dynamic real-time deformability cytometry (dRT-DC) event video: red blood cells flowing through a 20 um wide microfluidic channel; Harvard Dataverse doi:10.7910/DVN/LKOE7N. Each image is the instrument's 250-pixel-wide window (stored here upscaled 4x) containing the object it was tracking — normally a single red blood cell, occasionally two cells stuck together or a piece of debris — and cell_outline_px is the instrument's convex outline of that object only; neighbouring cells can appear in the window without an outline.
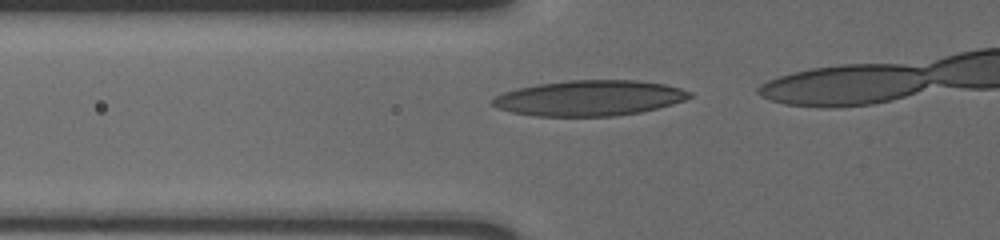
{"species": "human", "species_latin": "Homo sapiens", "temperature_condition": "cold", "stored_images_in_passage": 14, "camera_frame_rate_fps": 3000, "um_per_image_px": 0.085, "donor": {"sex": "male"}, "frame": {"image": 1, "passage_image": 8, "time_ms": 2.333, "image_size_px": [1000, 240], "cell_outline_px": [[692, 96], [684, 100], [672, 104], [640, 112], [612, 116], [536, 116], [512, 112], [496, 108], [492, 104], [492, 100], [496, 96], [504, 92], [516, 88], [540, 84], [568, 80], [636, 80], [664, 84], [680, 88], [692, 92]], "centroid_in_image_um": [50.09, 8.33], "position_along_channel_um": 75.7, "area_um2": 40.58}}
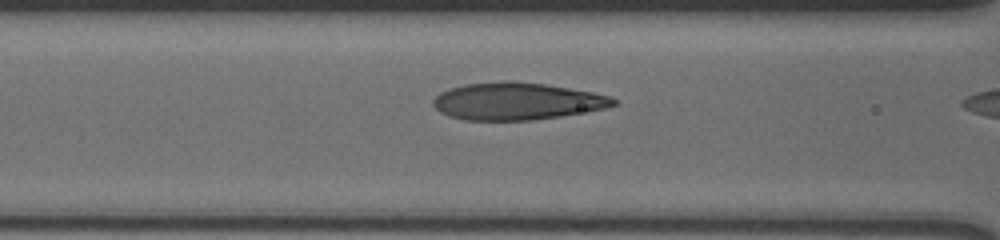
{"frame": {"image": 2, "passage_image": 12, "time_ms": 3.667, "image_size_px": [1000, 240], "cell_outline_px": [[616, 104], [604, 108], [584, 112], [560, 116], [532, 120], [464, 120], [448, 116], [440, 112], [432, 104], [432, 100], [440, 92], [464, 84], [504, 80], [512, 80], [544, 84], [592, 92], [612, 96], [616, 100]], "centroid_in_image_um": [43.9, 8.6], "position_along_channel_um": 122.7, "area_um2": 39.13}}